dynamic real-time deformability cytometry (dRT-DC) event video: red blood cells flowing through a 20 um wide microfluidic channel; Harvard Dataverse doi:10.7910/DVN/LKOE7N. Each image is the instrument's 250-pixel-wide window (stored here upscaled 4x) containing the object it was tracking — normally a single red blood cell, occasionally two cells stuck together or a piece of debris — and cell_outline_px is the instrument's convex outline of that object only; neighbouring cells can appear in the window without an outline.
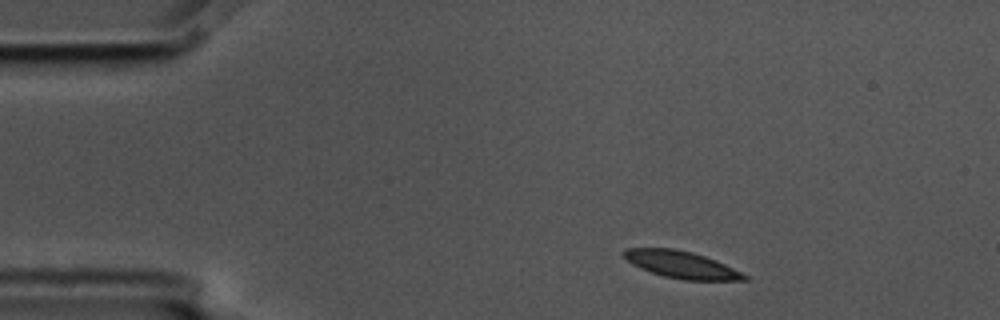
{"species": "common noctule bat (a hibernating species)", "species_latin": "Nyctalus noctula", "temperature_condition": "cold", "stored_images_in_passage": 49, "camera_frame_rate_fps": 3000, "um_per_image_px": 0.085, "animal": {"sex": "male", "body_mass_g": 17.5, "forearm_length_mm": 52.3}, "frame": {"image": 1, "passage_image": 1, "time_ms": 0.0, "image_size_px": [1000, 320], "cell_outline_px": [[748, 280], [684, 280], [664, 276], [640, 268], [632, 264], [620, 252], [624, 248], [672, 248], [692, 252], [716, 260], [748, 276]], "centroid_in_image_um": [57.88, 22.48], "position_along_channel_um": 27.1, "area_um2": 18.84}}
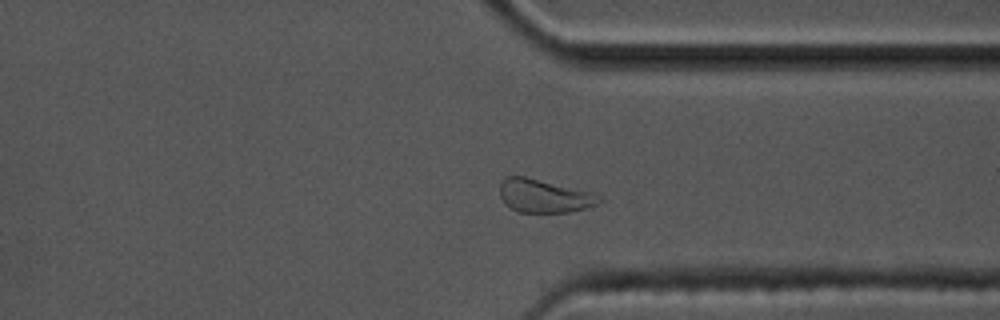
{"frame": {"image": 2, "passage_image": 35, "time_ms": 11.333, "image_size_px": [1000, 320], "cell_outline_px": [[604, 200], [588, 208], [572, 212], [520, 212], [512, 208], [500, 196], [500, 184], [504, 176], [524, 176], [604, 196]], "centroid_in_image_um": [46.27, 16.66], "position_along_channel_um": 365.1, "area_um2": 19.02}}
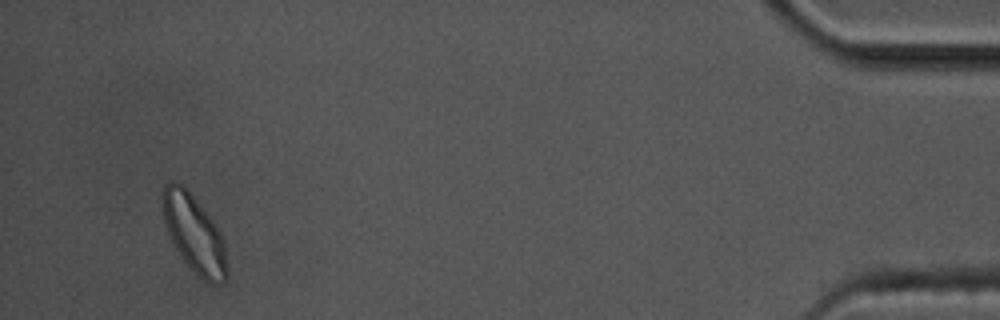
{"frame": {"image": 3, "passage_image": 46, "time_ms": 15.0, "image_size_px": [1000, 320], "cell_outline_px": [[228, 280], [224, 284], [208, 284], [180, 256], [164, 224], [160, 200], [160, 196], [164, 184], [168, 180], [176, 180], [192, 196], [212, 220], [220, 232], [224, 244], [228, 268]], "centroid_in_image_um": [16.48, 19.87], "position_along_channel_um": 418.7, "area_um2": 29.19}, "authors_computed_cell_mechanics": {"area_um2": 19.652, "velocity_mm_per_s": 3.5182, "shape_relaxation_time_tau1_ms": 6.7031, "shape_relaxation_time_tau2_ms": 4.7171, "deformation_change_tau1": 0.1266, "deformation_change_tau2": 0.1041}}